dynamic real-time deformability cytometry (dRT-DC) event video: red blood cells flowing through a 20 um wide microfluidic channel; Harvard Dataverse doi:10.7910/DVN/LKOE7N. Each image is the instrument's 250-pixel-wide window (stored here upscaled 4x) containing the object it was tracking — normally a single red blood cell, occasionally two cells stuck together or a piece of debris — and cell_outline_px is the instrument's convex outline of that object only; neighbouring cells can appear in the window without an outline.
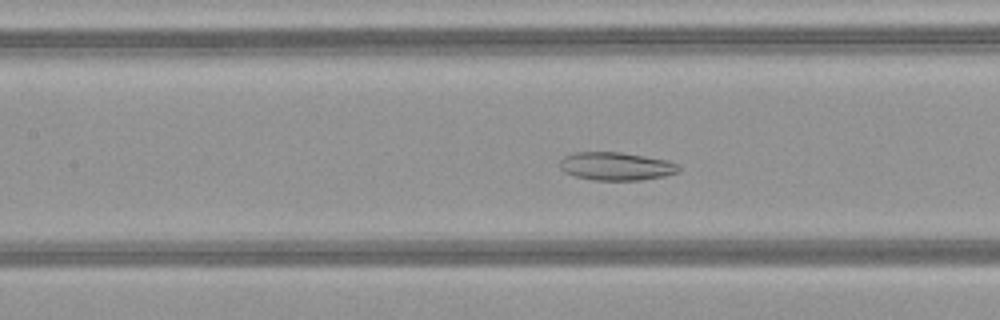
{"species": "common noctule bat (a hibernating species)", "species_latin": "Nyctalus noctula", "temperature_condition": "warm", "stored_images_in_passage": 51, "camera_frame_rate_fps": 3000, "um_per_image_px": 0.085, "animal": {"sex": "female", "body_mass_g": 21.9}, "frame": {"image": 1, "passage_image": 23, "time_ms": 7.333, "image_size_px": [1000, 320], "cell_outline_px": [[680, 172], [664, 176], [640, 180], [592, 180], [576, 176], [564, 172], [560, 168], [560, 160], [564, 156], [572, 152], [620, 152], [668, 160], [676, 164], [680, 168]], "centroid_in_image_um": [52.36, 14.13], "position_along_channel_um": 155.0, "area_um2": 19.54}}
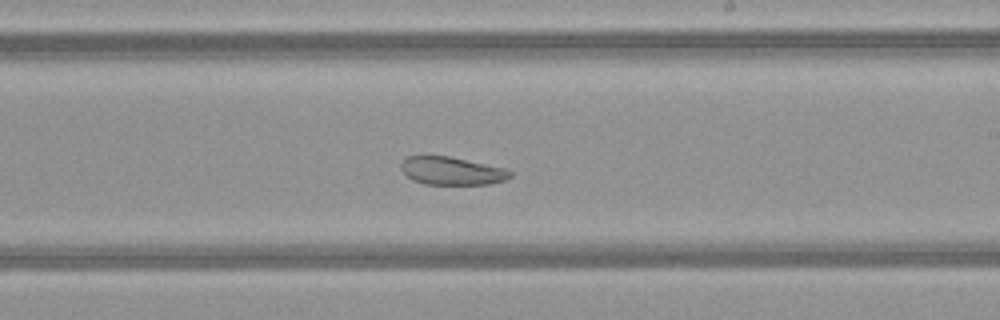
{"frame": {"image": 2, "passage_image": 30, "time_ms": 9.667, "image_size_px": [1000, 320], "cell_outline_px": [[512, 176], [504, 180], [488, 184], [424, 184], [412, 180], [400, 168], [400, 164], [408, 156], [448, 156], [504, 168], [512, 172]], "centroid_in_image_um": [38.38, 14.53], "position_along_channel_um": 250.6, "area_um2": 17.57}}
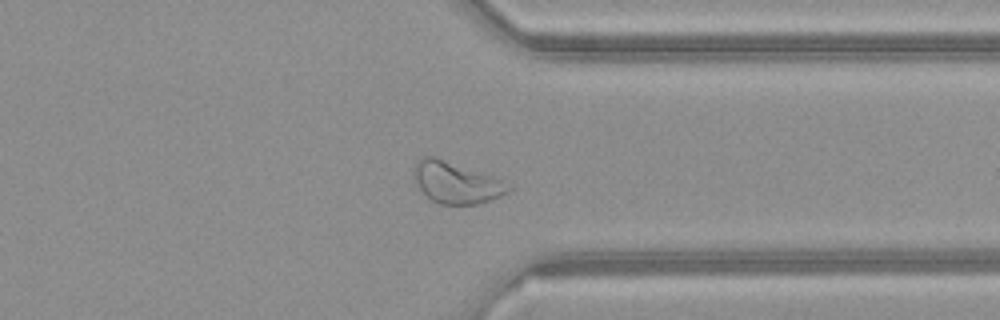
{"frame": {"image": 3, "passage_image": 39, "time_ms": 12.667, "image_size_px": [1000, 320], "cell_outline_px": [[512, 188], [508, 192], [500, 196], [480, 204], [440, 204], [432, 200], [420, 188], [416, 180], [412, 168], [416, 160], [420, 156], [432, 156], [504, 180], [512, 184]], "centroid_in_image_um": [38.79, 15.52], "position_along_channel_um": 372.6, "area_um2": 22.66}, "authors_computed_cell_mechanics": {"area_um2": 26.9926, "velocity_mm_per_s": 4.1072, "shape_relaxation_time_tau1_ms": null, "shape_relaxation_time_tau2_ms": 2.5943, "deformation_change_tau1": null, "deformation_change_tau2": 0.0893}}